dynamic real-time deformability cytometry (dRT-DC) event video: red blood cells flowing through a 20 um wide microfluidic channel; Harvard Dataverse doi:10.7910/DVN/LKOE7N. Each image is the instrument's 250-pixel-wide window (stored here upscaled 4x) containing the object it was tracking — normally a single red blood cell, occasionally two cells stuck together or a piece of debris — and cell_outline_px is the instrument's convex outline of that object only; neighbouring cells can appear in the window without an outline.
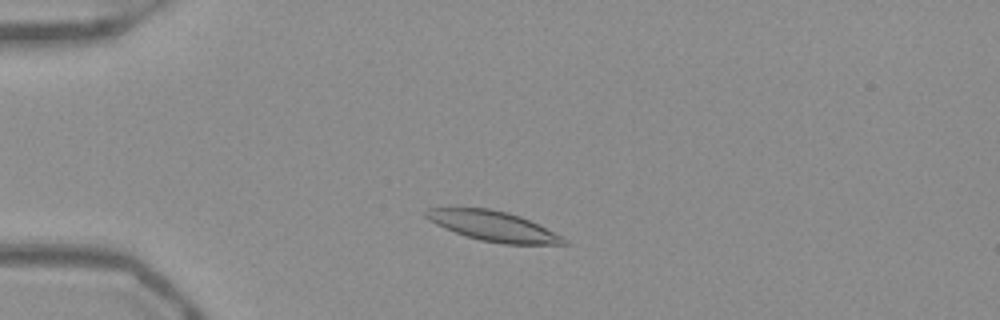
{"species": "Egyptian fruit bat (a non-hibernating species)", "species_latin": "Rousettus aegyptiacus", "temperature_condition": "warm", "stored_images_in_passage": 47, "camera_frame_rate_fps": 3000, "um_per_image_px": 0.085, "frame": {"image": 1, "passage_image": 8, "time_ms": 2.333, "image_size_px": [1000, 320], "cell_outline_px": [[568, 244], [504, 244], [480, 240], [444, 228], [428, 220], [424, 216], [424, 212], [428, 208], [488, 208], [508, 212], [520, 216], [564, 236], [568, 240]], "centroid_in_image_um": [41.94, 19.22], "position_along_channel_um": 43.1, "area_um2": 23.99}}
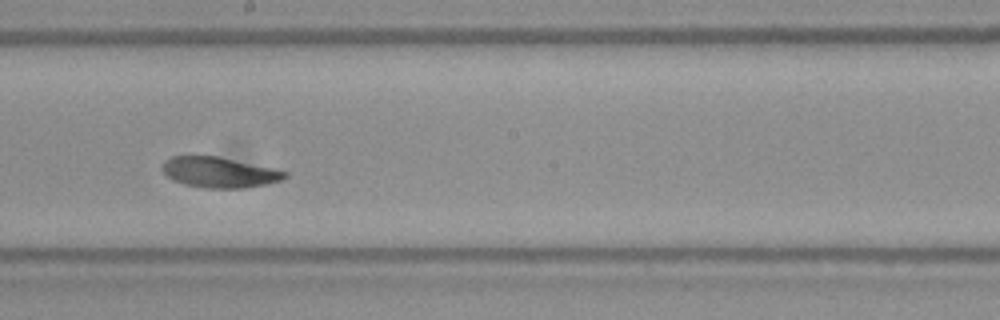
{"frame": {"image": 2, "passage_image": 25, "time_ms": 8.0, "image_size_px": [1000, 320], "cell_outline_px": [[288, 176], [280, 180], [268, 184], [244, 188], [204, 188], [184, 184], [172, 180], [160, 168], [164, 160], [172, 156], [216, 156], [272, 168], [288, 172]], "centroid_in_image_um": [18.61, 14.65], "position_along_channel_um": 229.6, "area_um2": 21.73}}
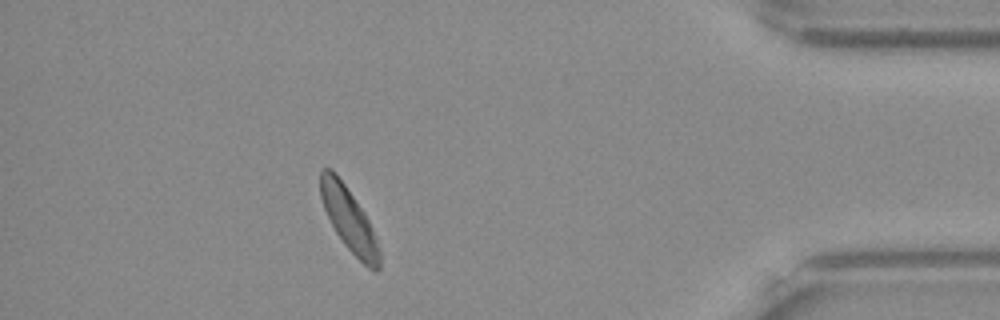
{"frame": {"image": 3, "passage_image": 42, "time_ms": 13.667, "image_size_px": [1000, 320], "cell_outline_px": [[380, 268], [376, 272], [368, 268], [344, 244], [336, 232], [324, 208], [320, 196], [320, 168], [332, 168], [336, 172], [364, 212], [368, 220], [380, 252]], "centroid_in_image_um": [29.64, 18.62], "position_along_channel_um": 405.6, "area_um2": 21.44}, "authors_computed_cell_mechanics": {"area_um2": 22.6576, "velocity_mm_per_s": 3.8538, "shape_relaxation_time_tau1_ms": 6.0698, "shape_relaxation_time_tau2_ms": null, "deformation_change_tau1": 0.1452, "deformation_change_tau2": null}}